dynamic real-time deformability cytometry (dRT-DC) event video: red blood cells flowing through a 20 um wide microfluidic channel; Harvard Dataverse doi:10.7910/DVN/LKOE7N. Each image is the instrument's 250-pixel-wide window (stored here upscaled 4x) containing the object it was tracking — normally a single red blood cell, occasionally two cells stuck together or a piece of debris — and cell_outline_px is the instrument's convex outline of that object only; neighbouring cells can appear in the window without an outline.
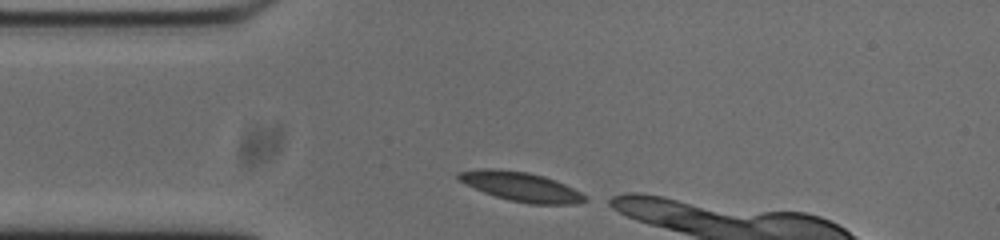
{"species": "common noctule bat (a hibernating species)", "species_latin": "Nyctalus noctula", "temperature_condition": "cold", "stored_images_in_passage": 7, "camera_frame_rate_fps": 3000, "um_per_image_px": 0.085, "animal": {"sex": "male", "body_mass_g": 20.0, "forearm_length_mm": 53.3}, "frame": {"image": 1, "passage_image": 1, "time_ms": 0.0, "image_size_px": [1000, 240], "cell_outline_px": [[588, 200], [576, 204], [528, 204], [508, 200], [484, 192], [464, 184], [456, 180], [456, 172], [484, 168], [496, 168], [528, 172], [544, 176], [556, 180], [588, 196]], "centroid_in_image_um": [44.26, 15.86], "position_along_channel_um": 40.7, "area_um2": 21.85}}
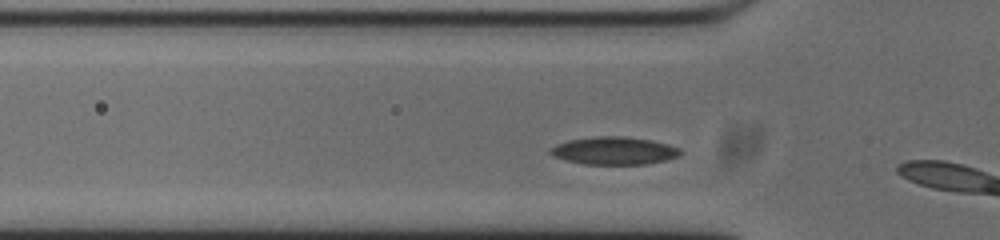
{"frame": {"image": 2, "passage_image": 5, "time_ms": 1.333, "image_size_px": [1000, 240], "cell_outline_px": [[684, 152], [680, 156], [664, 160], [644, 164], [584, 164], [552, 156], [548, 152], [548, 148], [556, 144], [568, 140], [592, 136], [624, 136], [652, 140], [668, 144], [680, 148]], "centroid_in_image_um": [52.19, 12.8], "position_along_channel_um": 73.6, "area_um2": 21.21}}